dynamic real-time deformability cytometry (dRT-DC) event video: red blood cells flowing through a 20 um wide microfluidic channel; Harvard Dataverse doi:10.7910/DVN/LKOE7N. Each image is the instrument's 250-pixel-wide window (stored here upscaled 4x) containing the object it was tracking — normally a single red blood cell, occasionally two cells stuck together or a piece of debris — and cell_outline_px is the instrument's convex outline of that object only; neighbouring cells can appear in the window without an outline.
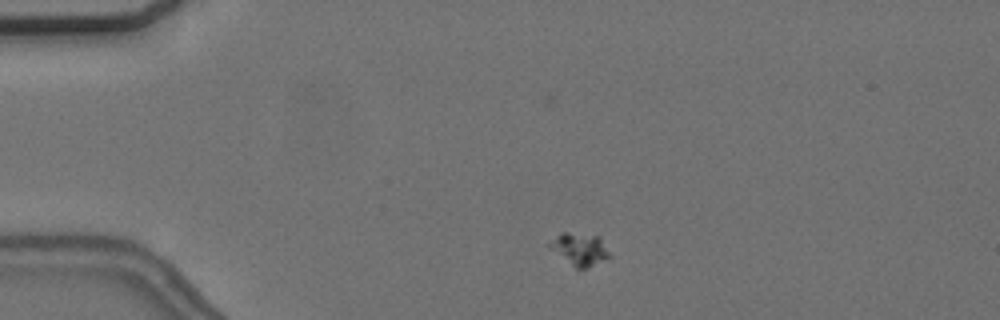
{"species": "common noctule bat (a hibernating species)", "species_latin": "Nyctalus noctula", "temperature_condition": "cold", "stored_images_in_passage": 6, "camera_frame_rate_fps": 3000, "um_per_image_px": 0.085, "animal": {"sex": "female", "body_mass_g": 24.6, "forearm_length_mm": 56.2}, "frame": {"image": 1, "passage_image": 1, "time_ms": 0.0, "image_size_px": [1000, 320], "cell_outline_px": [[612, 256], [580, 272], [548, 248], [548, 244], [556, 236], [564, 232], [568, 232], [600, 236]], "centroid_in_image_um": [49.28, 21.21], "position_along_channel_um": 35.7, "area_um2": 11.62}}